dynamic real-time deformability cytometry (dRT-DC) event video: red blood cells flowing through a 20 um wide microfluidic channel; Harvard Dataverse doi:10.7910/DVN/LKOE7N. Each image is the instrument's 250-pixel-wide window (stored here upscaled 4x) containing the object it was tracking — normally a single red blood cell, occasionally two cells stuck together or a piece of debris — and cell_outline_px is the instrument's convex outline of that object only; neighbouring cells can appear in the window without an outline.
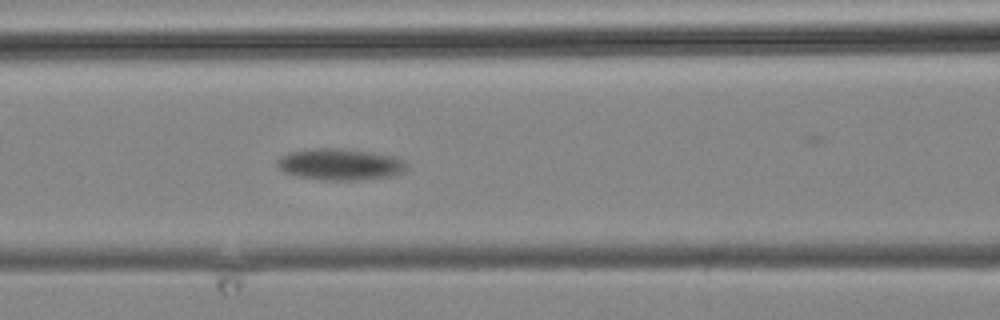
{"species": "common noctule bat (a hibernating species)", "species_latin": "Nyctalus noctula", "temperature_condition": "cold", "stored_images_in_passage": 8, "camera_frame_rate_fps": 3000, "um_per_image_px": 0.085, "animal": {"sex": "male", "body_mass_g": 19.2, "forearm_length_mm": 51.8}, "frame": {"image": 1, "passage_image": 8, "time_ms": 10.0, "image_size_px": [1000, 320], "cell_outline_px": [[408, 168], [404, 172], [388, 176], [360, 180], [324, 180], [296, 176], [284, 172], [276, 168], [276, 160], [280, 156], [292, 152], [316, 148], [332, 148], [372, 152], [392, 156], [404, 160], [408, 164]], "centroid_in_image_um": [28.89, 13.98], "position_along_channel_um": 137.7, "area_um2": 23.76}}